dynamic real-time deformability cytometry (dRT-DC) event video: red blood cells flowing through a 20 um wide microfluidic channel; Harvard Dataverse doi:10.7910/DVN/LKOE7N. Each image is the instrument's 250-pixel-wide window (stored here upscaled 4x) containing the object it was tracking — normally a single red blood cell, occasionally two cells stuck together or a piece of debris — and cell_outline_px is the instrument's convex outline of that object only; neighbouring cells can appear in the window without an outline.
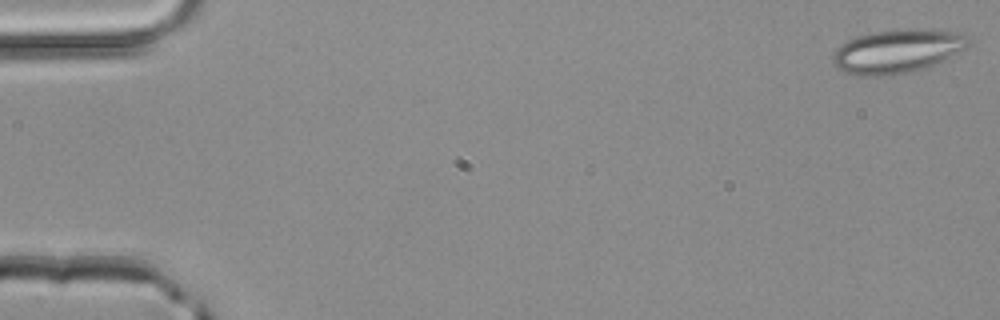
{"species": "common noctule bat (a hibernating species)", "species_latin": "Nyctalus noctula", "temperature_condition": "room temperature", "stored_images_in_passage": 4, "camera_frame_rate_fps": 3000, "um_per_image_px": 0.085, "animal": {"sex": "male", "body_mass_g": 20.4}, "frame": {"image": 1, "passage_image": 1, "time_ms": 0.0, "image_size_px": [1000, 320], "cell_outline_px": [[968, 44], [964, 48], [924, 68], [908, 72], [888, 76], [856, 76], [844, 72], [836, 68], [832, 64], [832, 56], [836, 48], [840, 44], [856, 36], [868, 32], [964, 32], [968, 40]], "centroid_in_image_um": [76.1, 4.42], "position_along_channel_um": 8.9, "area_um2": 33.18}}